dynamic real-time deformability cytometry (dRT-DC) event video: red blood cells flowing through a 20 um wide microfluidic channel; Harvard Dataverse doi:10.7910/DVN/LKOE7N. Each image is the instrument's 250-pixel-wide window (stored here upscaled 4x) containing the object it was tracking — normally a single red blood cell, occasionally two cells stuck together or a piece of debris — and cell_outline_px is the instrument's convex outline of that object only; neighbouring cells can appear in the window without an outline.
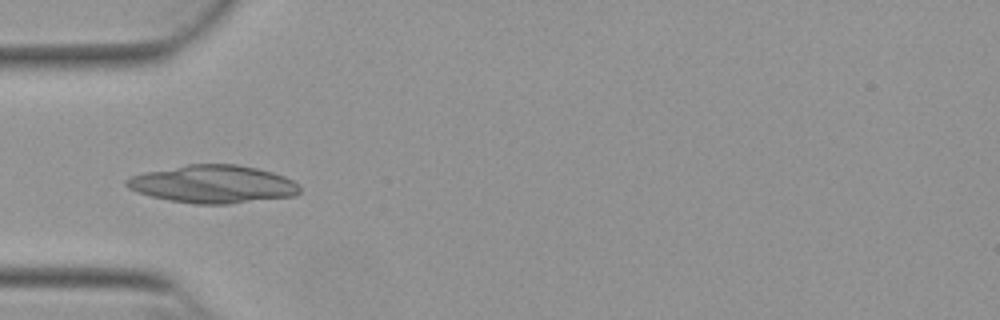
{"species": "Egyptian fruit bat (a non-hibernating species)", "species_latin": "Rousettus aegyptiacus", "temperature_condition": "warm", "stored_images_in_passage": 38, "camera_frame_rate_fps": 3000, "um_per_image_px": 0.085, "animal": {"sex": "female"}, "frame": {"image": 1, "passage_image": 2, "time_ms": 0.333, "image_size_px": [1000, 320], "cell_outline_px": [[300, 192], [296, 196], [228, 204], [196, 204], [168, 200], [152, 196], [128, 188], [124, 184], [124, 180], [132, 176], [144, 172], [188, 164], [236, 164], [256, 168], [272, 172], [284, 176], [292, 180], [300, 188]], "centroid_in_image_um": [18.11, 15.65], "position_along_channel_um": 66.9, "area_um2": 38.15}}
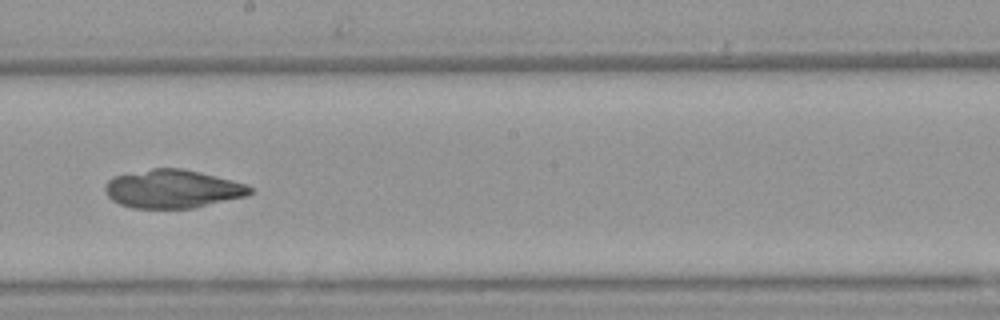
{"frame": {"image": 2, "passage_image": 15, "time_ms": 4.667, "image_size_px": [1000, 320], "cell_outline_px": [[252, 192], [248, 196], [192, 208], [132, 208], [120, 204], [112, 200], [104, 192], [104, 184], [112, 176], [152, 168], [180, 168], [200, 172], [248, 184], [252, 188]], "centroid_in_image_um": [14.65, 16.05], "position_along_channel_um": 233.5, "area_um2": 32.6}}
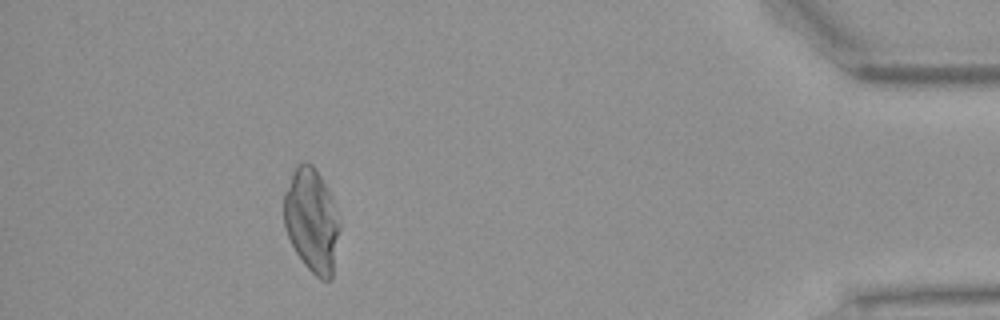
{"frame": {"image": 3, "passage_image": 33, "time_ms": 10.667, "image_size_px": [1000, 320], "cell_outline_px": [[340, 228], [332, 280], [320, 280], [304, 264], [296, 252], [284, 228], [284, 192], [292, 168], [304, 160], [312, 164], [316, 168], [328, 188], [340, 220]], "centroid_in_image_um": [26.49, 18.7], "position_along_channel_um": 408.7, "area_um2": 34.22}}